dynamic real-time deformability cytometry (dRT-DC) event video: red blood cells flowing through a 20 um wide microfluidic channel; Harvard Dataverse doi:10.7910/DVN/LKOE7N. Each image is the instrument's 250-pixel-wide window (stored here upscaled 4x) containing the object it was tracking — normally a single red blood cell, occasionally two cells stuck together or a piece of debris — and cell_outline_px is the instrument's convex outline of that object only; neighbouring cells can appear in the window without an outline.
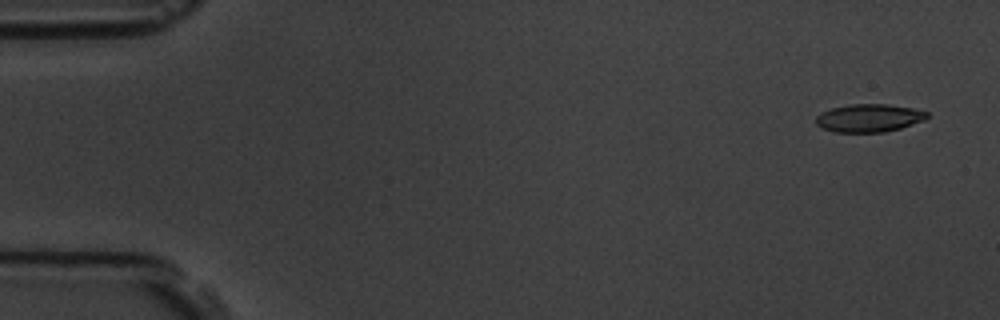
{"species": "common noctule bat (a hibernating species)", "species_latin": "Nyctalus noctula", "temperature_condition": "room temperature", "stored_images_in_passage": 5, "segment_of_instrument_passage": [1, 2], "camera_frame_rate_fps": 3000, "um_per_image_px": 0.085, "animal": {"sex": "male", "body_mass_g": 19.5, "forearm_length_mm": 54.6}, "frame": {"image": 1, "passage_image": 1, "time_ms": 0.0, "image_size_px": [1000, 320], "cell_outline_px": [[928, 116], [924, 120], [900, 128], [884, 132], [836, 132], [824, 128], [816, 124], [816, 116], [820, 112], [832, 108], [848, 104], [888, 104], [912, 108], [928, 112]], "centroid_in_image_um": [73.85, 10.02], "position_along_channel_um": 11.1, "area_um2": 18.03}}